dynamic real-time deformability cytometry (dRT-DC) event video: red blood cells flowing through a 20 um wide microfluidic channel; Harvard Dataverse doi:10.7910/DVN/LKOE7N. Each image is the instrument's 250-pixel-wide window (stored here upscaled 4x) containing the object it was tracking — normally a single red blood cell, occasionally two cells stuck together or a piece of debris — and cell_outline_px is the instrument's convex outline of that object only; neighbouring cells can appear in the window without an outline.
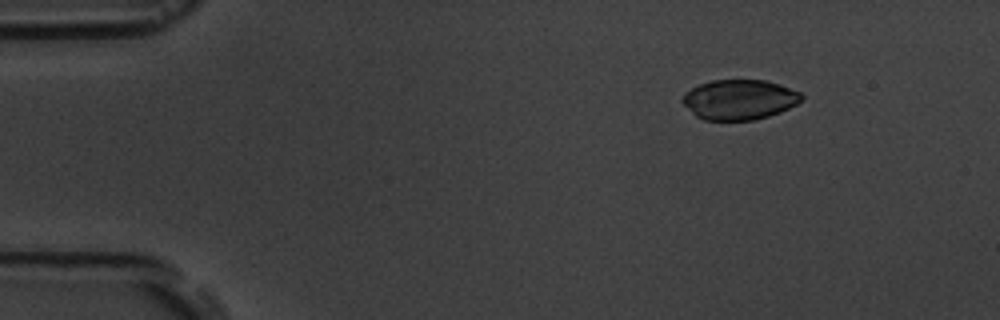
{"species": "common noctule bat (a hibernating species)", "species_latin": "Nyctalus noctula", "temperature_condition": "room temperature", "stored_images_in_passage": 2, "camera_frame_rate_fps": 3000, "um_per_image_px": 0.085, "animal": {"sex": "male", "body_mass_g": 19.5, "forearm_length_mm": 54.6}, "frame": {"image": 1, "passage_image": 1, "time_ms": 0.0, "image_size_px": [1000, 320], "cell_outline_px": [[804, 100], [780, 112], [756, 120], [704, 120], [696, 116], [680, 100], [684, 92], [700, 84], [712, 80], [764, 80], [780, 84], [800, 92], [804, 96]], "centroid_in_image_um": [62.85, 8.46], "position_along_channel_um": 22.1, "area_um2": 27.86}}